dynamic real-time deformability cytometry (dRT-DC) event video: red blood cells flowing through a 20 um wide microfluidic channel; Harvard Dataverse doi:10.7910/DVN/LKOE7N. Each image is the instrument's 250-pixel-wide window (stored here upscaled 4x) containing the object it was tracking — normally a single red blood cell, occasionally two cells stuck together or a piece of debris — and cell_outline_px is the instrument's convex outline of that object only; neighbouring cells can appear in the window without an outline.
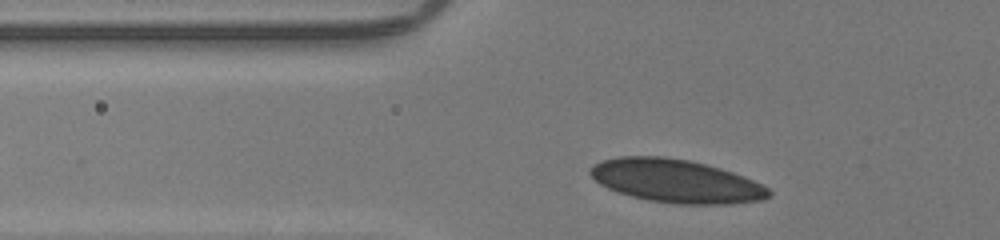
{"species": "human", "species_latin": "Homo sapiens", "temperature_condition": "room temperature", "stored_images_in_passage": 29, "camera_frame_rate_fps": 3000, "um_per_image_px": 0.085, "donor": {"sex": "male"}, "frame": {"image": 1, "passage_image": 2, "time_ms": 0.333, "image_size_px": [1000, 240], "cell_outline_px": [[772, 196], [760, 200], [732, 204], [672, 204], [648, 200], [632, 196], [608, 188], [600, 184], [588, 172], [588, 168], [592, 164], [604, 160], [620, 156], [664, 156], [688, 160], [720, 168], [732, 172], [752, 180], [768, 188], [772, 192]], "centroid_in_image_um": [57.45, 15.39], "position_along_channel_um": 68.4, "area_um2": 44.91}}
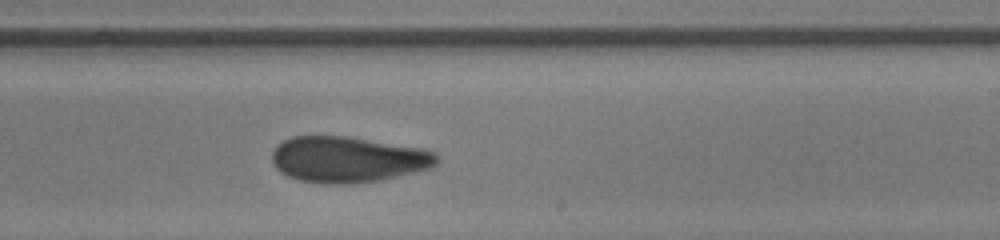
{"frame": {"image": 2, "passage_image": 17, "time_ms": 5.333, "image_size_px": [1000, 240], "cell_outline_px": [[436, 164], [432, 168], [380, 180], [352, 184], [324, 184], [300, 180], [288, 176], [280, 172], [276, 168], [272, 160], [272, 152], [276, 144], [292, 136], [348, 136], [424, 148], [436, 152]], "centroid_in_image_um": [29.56, 13.55], "position_along_channel_um": 259.4, "area_um2": 44.45}}
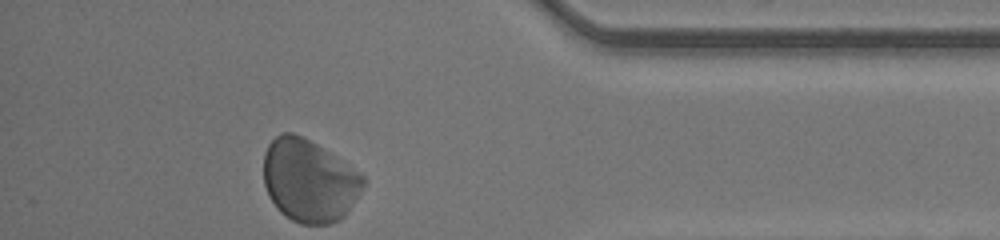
{"frame": {"image": 3, "passage_image": 29, "time_ms": 9.333, "image_size_px": [1000, 240], "cell_outline_px": [[364, 184], [344, 216], [340, 220], [328, 224], [300, 224], [292, 220], [280, 212], [276, 208], [264, 184], [264, 152], [268, 144], [280, 132], [292, 132], [316, 144], [360, 172], [364, 176]], "centroid_in_image_um": [26.25, 15.35], "position_along_channel_um": 409.0, "area_um2": 47.51}, "authors_computed_cell_mechanics": {"area_um2": 44.4482, "velocity_mm_per_s": 4.1658, "shape_relaxation_time_tau1_ms": 3.4304, "shape_relaxation_time_tau2_ms": 2.318, "deformation_change_tau1": 0.0741, "deformation_change_tau2": 0.07}}